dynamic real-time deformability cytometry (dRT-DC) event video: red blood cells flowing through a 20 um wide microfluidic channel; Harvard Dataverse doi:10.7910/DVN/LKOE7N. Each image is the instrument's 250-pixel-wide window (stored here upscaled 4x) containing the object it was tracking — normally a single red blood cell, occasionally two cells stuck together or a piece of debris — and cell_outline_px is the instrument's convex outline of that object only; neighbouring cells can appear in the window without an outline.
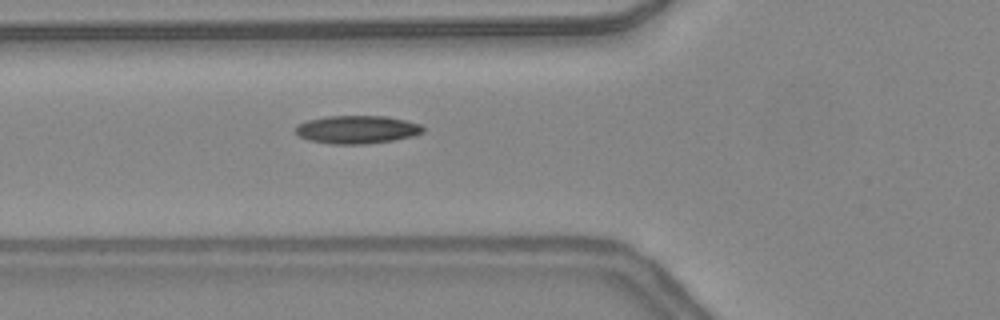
{"species": "common noctule bat (a hibernating species)", "species_latin": "Nyctalus noctula", "temperature_condition": "warm", "stored_images_in_passage": 28, "camera_frame_rate_fps": 3000, "um_per_image_px": 0.085, "animal": {"sex": "female", "body_mass_g": 24.6, "forearm_length_mm": 56.2}, "frame": {"image": 1, "passage_image": 5, "time_ms": 1.333, "image_size_px": [1000, 320], "cell_outline_px": [[424, 132], [412, 136], [392, 140], [364, 144], [332, 144], [308, 140], [300, 136], [296, 132], [296, 124], [308, 120], [324, 116], [384, 116], [404, 120], [420, 124], [424, 128]], "centroid_in_image_um": [30.32, 11.01], "position_along_channel_um": 95.5, "area_um2": 20.75}}
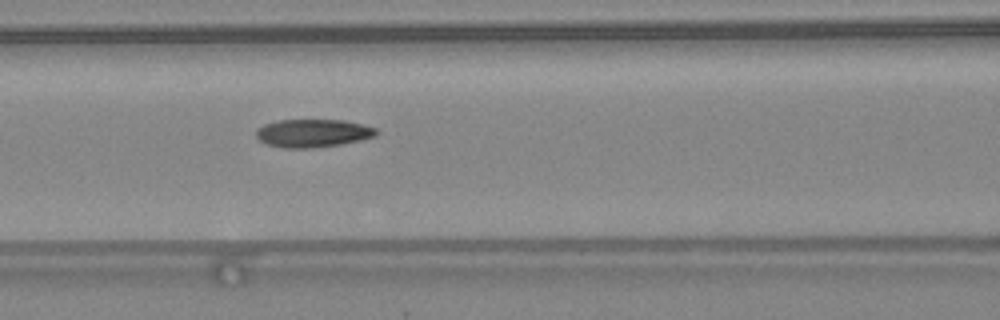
{"frame": {"image": 2, "passage_image": 8, "time_ms": 2.333, "image_size_px": [1000, 320], "cell_outline_px": [[380, 132], [376, 136], [360, 140], [340, 144], [312, 148], [284, 148], [264, 144], [256, 136], [256, 132], [264, 124], [280, 120], [344, 120], [364, 124], [376, 128]], "centroid_in_image_um": [26.63, 11.32], "position_along_channel_um": 140.0, "area_um2": 19.71}, "authors_computed_cell_mechanics": {"area_um2": 19.7965, "velocity_mm_per_s": 4.3979, "shape_relaxation_time_tau1_ms": 8.4843, "shape_relaxation_time_tau2_ms": 2.8295, "deformation_change_tau1": 0.2666, "deformation_change_tau2": 0.1024}}